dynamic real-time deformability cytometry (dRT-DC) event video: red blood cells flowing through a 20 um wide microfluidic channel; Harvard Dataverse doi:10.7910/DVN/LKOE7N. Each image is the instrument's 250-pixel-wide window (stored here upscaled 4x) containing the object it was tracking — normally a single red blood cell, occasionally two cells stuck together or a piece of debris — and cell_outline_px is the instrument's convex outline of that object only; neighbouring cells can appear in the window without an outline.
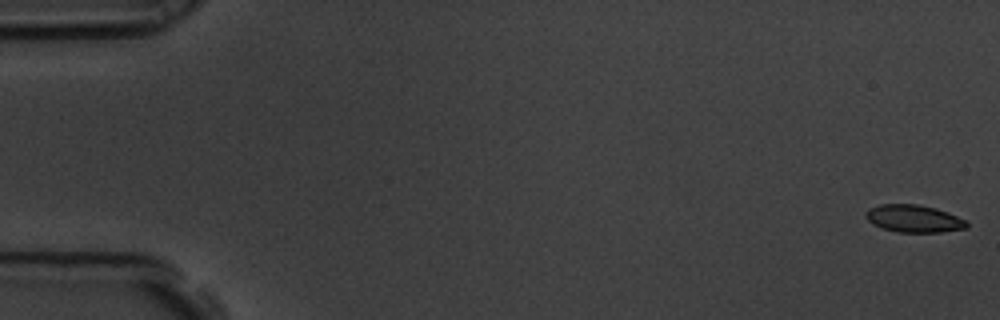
{"species": "common noctule bat (a hibernating species)", "species_latin": "Nyctalus noctula", "temperature_condition": "room temperature", "stored_images_in_passage": 59, "camera_frame_rate_fps": 3000, "um_per_image_px": 0.085, "animal": {"sex": "male", "body_mass_g": 19.5, "forearm_length_mm": 54.6}, "frame": {"image": 1, "passage_image": 1, "time_ms": 0.0, "image_size_px": [1000, 320], "cell_outline_px": [[968, 228], [940, 232], [896, 232], [880, 228], [872, 224], [864, 216], [868, 208], [880, 204], [916, 204], [936, 208], [948, 212], [968, 220]], "centroid_in_image_um": [77.67, 18.58], "position_along_channel_um": 7.3, "area_um2": 16.42}}
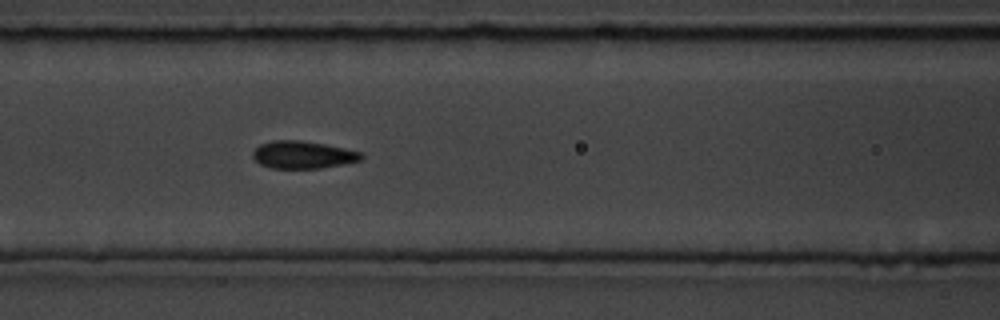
{"frame": {"image": 2, "passage_image": 25, "time_ms": 8.0, "image_size_px": [1000, 320], "cell_outline_px": [[364, 156], [360, 160], [344, 164], [320, 168], [272, 168], [260, 164], [252, 156], [252, 152], [260, 144], [272, 140], [300, 140], [324, 144], [344, 148], [360, 152]], "centroid_in_image_um": [25.73, 13.15], "position_along_channel_um": 140.9, "area_um2": 17.28}}
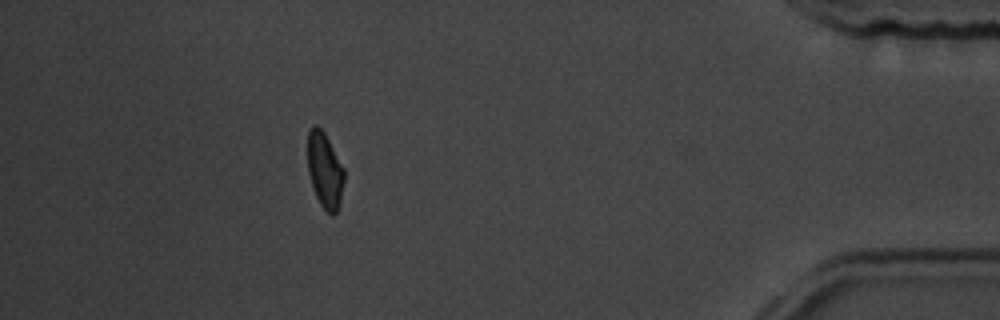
{"frame": {"image": 3, "passage_image": 52, "time_ms": 17.0, "image_size_px": [1000, 320], "cell_outline_px": [[344, 180], [340, 204], [336, 212], [332, 216], [320, 204], [316, 196], [308, 172], [308, 132], [312, 124], [316, 124], [324, 132], [344, 168]], "centroid_in_image_um": [27.61, 14.46], "position_along_channel_um": 407.6, "area_um2": 16.01}, "authors_computed_cell_mechanics": {"area_um2": 16.6464, "velocity_mm_per_s": 3.5503, "shape_relaxation_time_tau1_ms": 2.904, "shape_relaxation_time_tau2_ms": 2.0779, "deformation_change_tau1": 0.1112, "deformation_change_tau2": 0.0488}}